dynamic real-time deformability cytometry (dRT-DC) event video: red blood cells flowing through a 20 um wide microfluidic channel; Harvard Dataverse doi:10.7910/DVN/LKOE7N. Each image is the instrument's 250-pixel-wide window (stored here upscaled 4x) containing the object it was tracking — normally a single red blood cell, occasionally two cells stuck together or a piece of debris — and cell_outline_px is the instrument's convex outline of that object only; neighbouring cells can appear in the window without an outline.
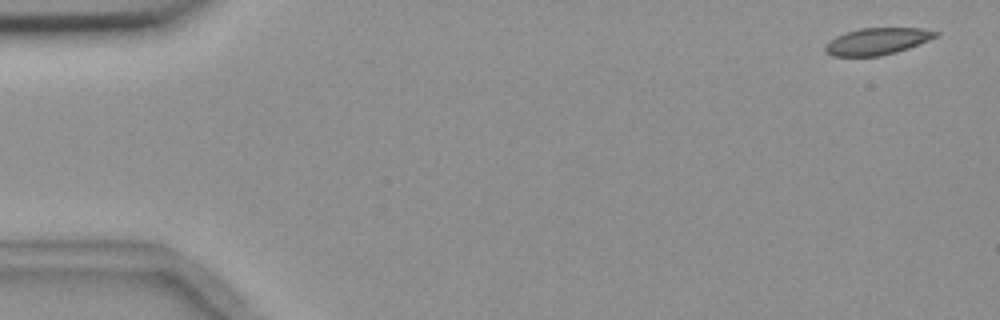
{"species": "common noctule bat (a hibernating species)", "species_latin": "Nyctalus noctula", "temperature_condition": "room temperature", "stored_images_in_passage": 4, "camera_frame_rate_fps": 3000, "um_per_image_px": 0.085, "animal": {"sex": "female", "body_mass_g": 18.4}, "frame": {"image": 1, "passage_image": 1, "time_ms": 0.0, "image_size_px": [1000, 320], "cell_outline_px": [[940, 32], [936, 36], [928, 40], [908, 48], [896, 52], [880, 56], [832, 56], [824, 52], [824, 44], [836, 36], [844, 32], [860, 28], [920, 28]], "centroid_in_image_um": [74.5, 3.51], "position_along_channel_um": 10.5, "area_um2": 17.28}}
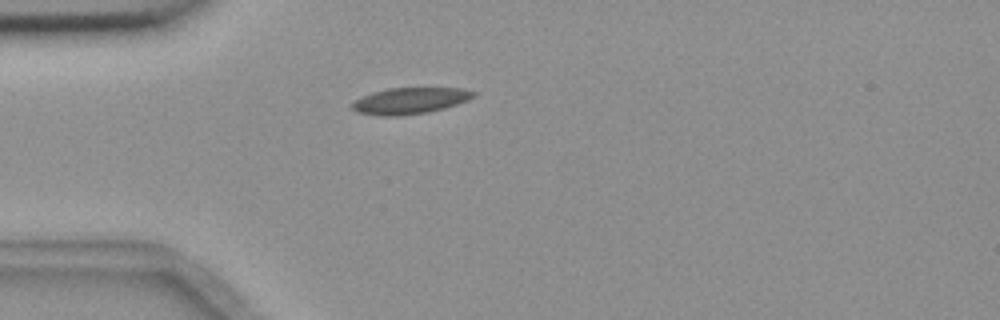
{"frame": {"image": 2, "passage_image": 4, "time_ms": 4.333, "image_size_px": [1000, 320], "cell_outline_px": [[476, 96], [468, 100], [444, 108], [428, 112], [400, 116], [380, 116], [356, 112], [352, 108], [352, 104], [356, 100], [372, 92], [388, 88], [464, 88], [476, 92]], "centroid_in_image_um": [34.87, 8.56], "position_along_channel_um": 50.1, "area_um2": 18.61}}